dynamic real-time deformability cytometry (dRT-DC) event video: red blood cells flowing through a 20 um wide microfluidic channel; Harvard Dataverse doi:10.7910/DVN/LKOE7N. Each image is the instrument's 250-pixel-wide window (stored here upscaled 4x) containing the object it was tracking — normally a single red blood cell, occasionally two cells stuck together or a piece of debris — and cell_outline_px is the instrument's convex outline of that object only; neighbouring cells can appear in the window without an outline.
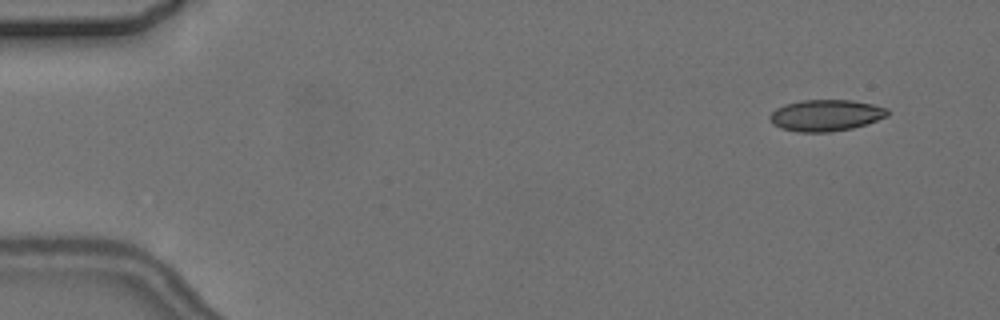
{"species": "common noctule bat (a hibernating species)", "species_latin": "Nyctalus noctula", "temperature_condition": "cold", "stored_images_in_passage": 5, "camera_frame_rate_fps": 3000, "um_per_image_px": 0.085, "animal": {"sex": "female", "body_mass_g": 24.6, "forearm_length_mm": 56.2}, "frame": {"image": 1, "passage_image": 2, "time_ms": 1.333, "image_size_px": [1000, 320], "cell_outline_px": [[888, 116], [852, 128], [828, 132], [796, 132], [780, 128], [772, 124], [768, 120], [768, 116], [776, 108], [784, 104], [800, 100], [852, 100], [872, 104], [888, 108]], "centroid_in_image_um": [70.14, 9.8], "position_along_channel_um": 14.9, "area_um2": 21.68}}